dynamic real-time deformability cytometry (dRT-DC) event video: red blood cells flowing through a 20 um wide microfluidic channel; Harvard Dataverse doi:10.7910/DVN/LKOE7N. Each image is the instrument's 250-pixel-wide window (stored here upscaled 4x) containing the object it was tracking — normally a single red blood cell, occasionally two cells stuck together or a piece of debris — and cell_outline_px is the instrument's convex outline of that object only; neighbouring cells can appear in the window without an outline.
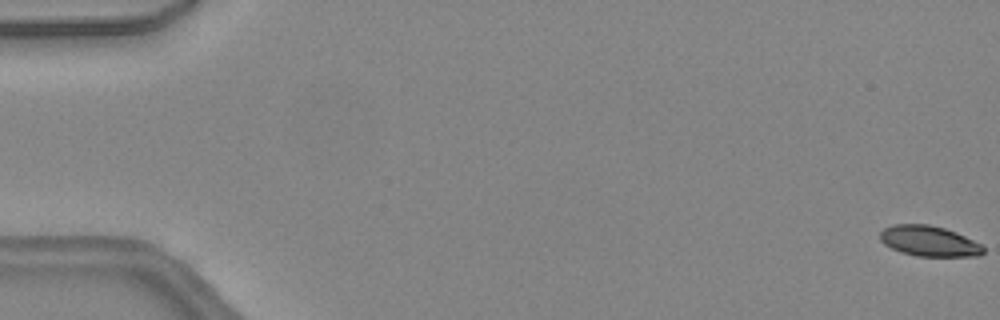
{"species": "common noctule bat (a hibernating species)", "species_latin": "Nyctalus noctula", "temperature_condition": "warm", "stored_images_in_passage": 48, "camera_frame_rate_fps": 3000, "um_per_image_px": 0.085, "animal": {"sex": "female", "body_mass_g": 24.6, "forearm_length_mm": 56.2}, "frame": {"image": 1, "passage_image": 1, "time_ms": 0.0, "image_size_px": [1000, 320], "cell_outline_px": [[984, 252], [980, 256], [916, 256], [900, 252], [884, 244], [880, 240], [880, 232], [884, 228], [892, 224], [928, 224], [944, 228], [956, 232], [980, 244], [984, 248]], "centroid_in_image_um": [78.95, 20.49], "position_along_channel_um": 6.1, "area_um2": 18.32}}
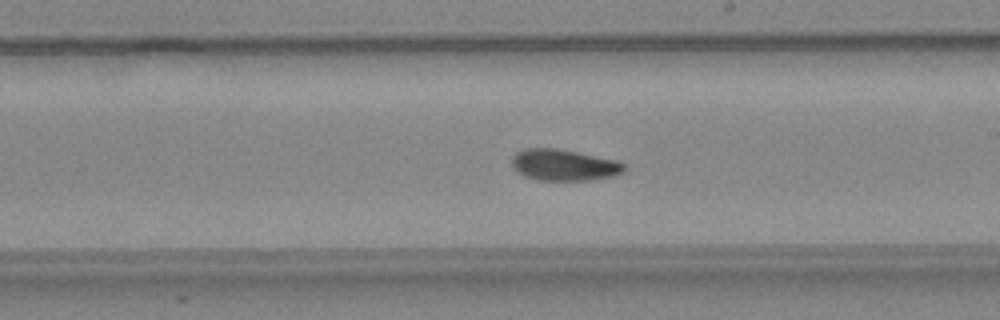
{"frame": {"image": 2, "passage_image": 28, "time_ms": 9.0, "image_size_px": [1000, 320], "cell_outline_px": [[628, 168], [624, 172], [616, 176], [592, 180], [540, 180], [524, 176], [516, 172], [512, 168], [512, 156], [516, 152], [524, 148], [556, 148], [616, 160], [624, 164]], "centroid_in_image_um": [47.94, 14.03], "position_along_channel_um": 241.1, "area_um2": 20.75}}
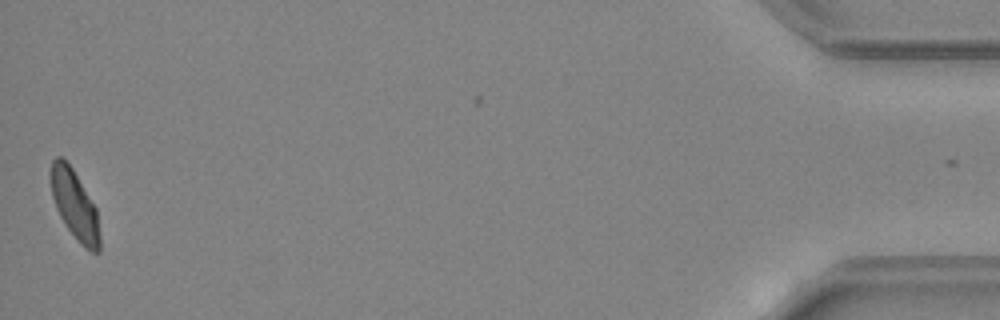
{"frame": {"image": 3, "passage_image": 47, "time_ms": 15.333, "image_size_px": [1000, 320], "cell_outline_px": [[100, 252], [92, 252], [84, 248], [80, 244], [64, 224], [56, 208], [52, 196], [52, 160], [56, 156], [60, 156], [72, 168], [96, 208], [100, 236]], "centroid_in_image_um": [6.37, 17.48], "position_along_channel_um": 428.8, "area_um2": 19.36}, "authors_computed_cell_mechanics": {"area_um2": 20.2011, "velocity_mm_per_s": 4.4823, "shape_relaxation_time_tau1_ms": 5.5498, "shape_relaxation_time_tau2_ms": 4.5567, "deformation_change_tau1": 0.1612, "deformation_change_tau2": 0.1092}}